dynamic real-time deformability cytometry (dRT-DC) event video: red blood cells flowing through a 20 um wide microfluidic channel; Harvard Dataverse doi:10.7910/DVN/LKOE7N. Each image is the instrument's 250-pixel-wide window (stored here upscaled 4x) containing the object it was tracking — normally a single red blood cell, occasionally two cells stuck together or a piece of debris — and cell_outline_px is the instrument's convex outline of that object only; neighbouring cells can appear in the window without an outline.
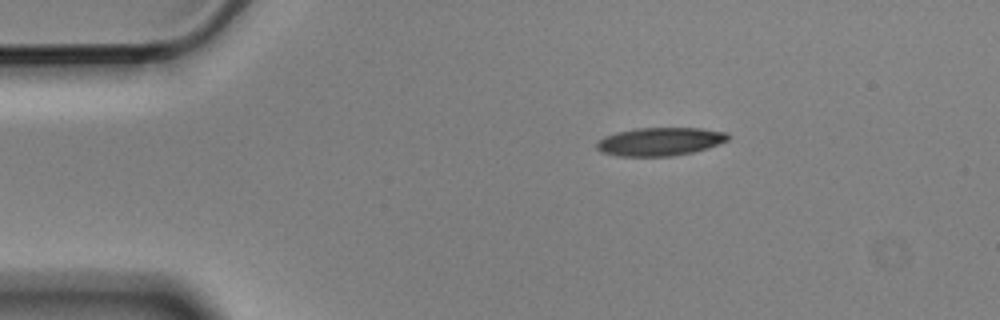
{"species": "Egyptian fruit bat (a non-hibernating species)", "species_latin": "Rousettus aegyptiacus", "temperature_condition": "cold", "stored_images_in_passage": 12, "camera_frame_rate_fps": 3000, "um_per_image_px": 0.085, "animal": {"sex": "male"}, "frame": {"image": 1, "passage_image": 1, "time_ms": 0.0, "image_size_px": [1000, 320], "cell_outline_px": [[728, 140], [708, 148], [692, 152], [672, 156], [616, 156], [600, 152], [596, 148], [596, 144], [604, 136], [616, 132], [636, 128], [700, 128], [728, 132]], "centroid_in_image_um": [56.08, 12.03], "position_along_channel_um": 28.9, "area_um2": 21.68}}
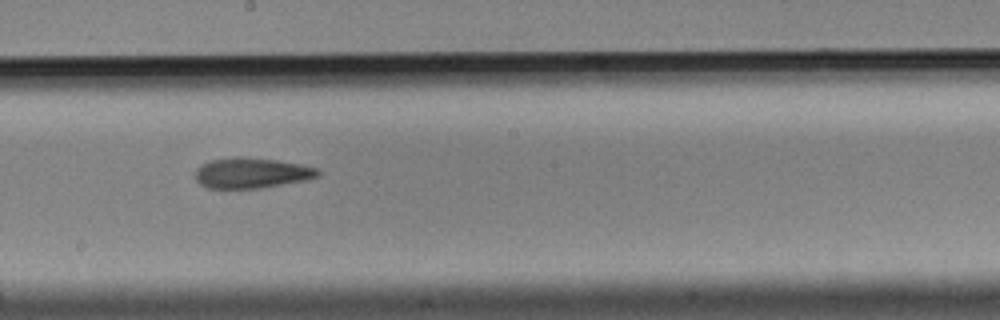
{"frame": {"image": 2, "passage_image": 6, "time_ms": 1.667, "image_size_px": [1000, 320], "cell_outline_px": [[320, 176], [308, 180], [260, 188], [208, 188], [200, 184], [196, 180], [196, 168], [200, 164], [212, 160], [236, 156], [240, 156], [276, 160], [300, 164], [316, 168], [320, 172]], "centroid_in_image_um": [21.39, 14.7], "position_along_channel_um": 226.8, "area_um2": 21.85}}
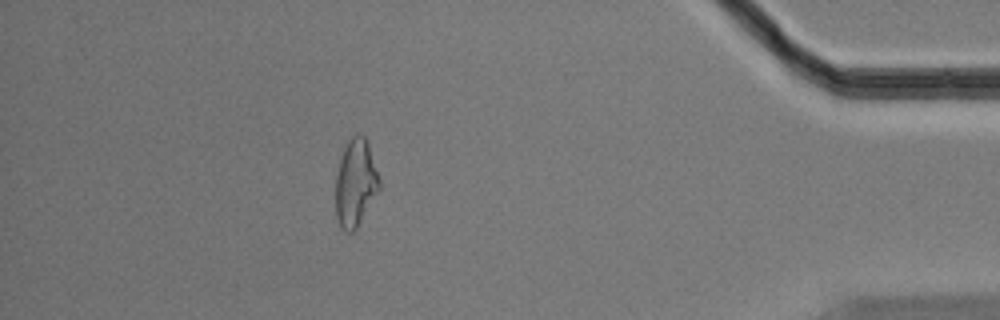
{"frame": {"image": 3, "passage_image": 11, "time_ms": 3.333, "image_size_px": [1000, 320], "cell_outline_px": [[380, 188], [356, 228], [352, 232], [344, 232], [340, 228], [336, 216], [336, 176], [340, 160], [344, 148], [348, 140], [356, 132], [364, 136], [368, 144], [380, 180]], "centroid_in_image_um": [30.2, 15.55], "position_along_channel_um": 405.0, "area_um2": 22.02}}